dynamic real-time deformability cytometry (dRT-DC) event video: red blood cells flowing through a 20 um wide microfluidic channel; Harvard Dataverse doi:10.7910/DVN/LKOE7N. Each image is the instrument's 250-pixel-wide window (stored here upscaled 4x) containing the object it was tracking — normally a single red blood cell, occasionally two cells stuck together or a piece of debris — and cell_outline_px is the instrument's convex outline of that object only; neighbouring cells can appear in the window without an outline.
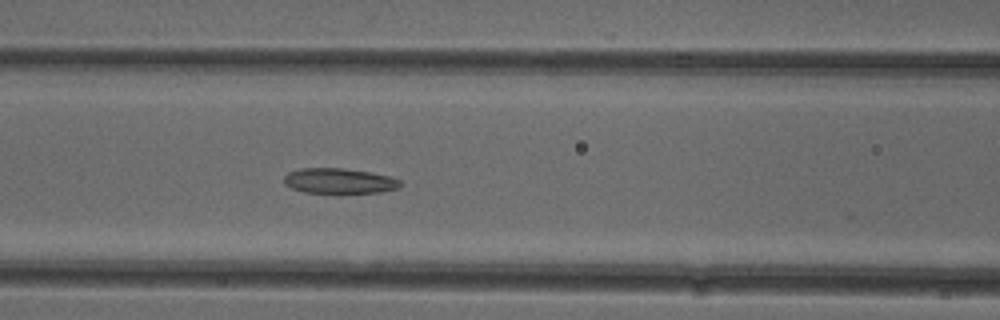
{"species": "common noctule bat (a hibernating species)", "species_latin": "Nyctalus noctula", "temperature_condition": "cold", "stored_images_in_passage": 26, "camera_frame_rate_fps": 3000, "um_per_image_px": 0.085, "animal": {"sex": "female"}, "frame": {"image": 1, "passage_image": 22, "time_ms": 7.0, "image_size_px": [1000, 320], "cell_outline_px": [[400, 184], [396, 188], [380, 192], [336, 196], [304, 192], [292, 188], [284, 184], [284, 176], [288, 172], [300, 168], [344, 168], [372, 172], [388, 176], [400, 180]], "centroid_in_image_um": [28.79, 15.42], "position_along_channel_um": 137.8, "area_um2": 17.98}}
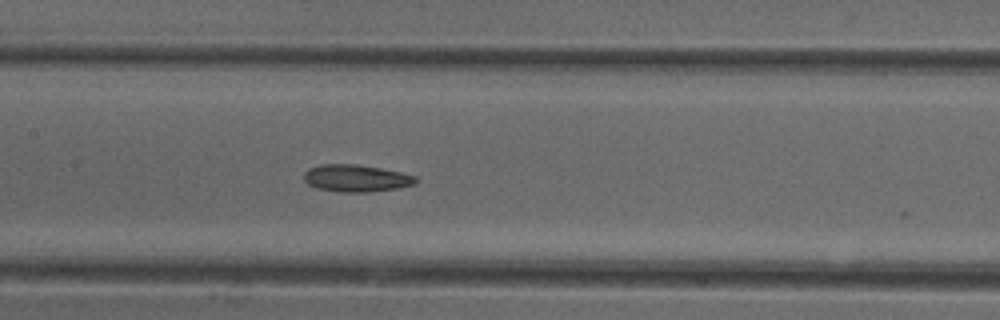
{"frame": {"image": 2, "passage_image": 25, "time_ms": 8.0, "image_size_px": [1000, 320], "cell_outline_px": [[416, 184], [396, 188], [368, 192], [340, 192], [316, 188], [308, 184], [304, 180], [304, 172], [308, 168], [320, 164], [356, 164], [380, 168], [400, 172], [416, 176]], "centroid_in_image_um": [30.23, 15.14], "position_along_channel_um": 177.2, "area_um2": 17.69}}